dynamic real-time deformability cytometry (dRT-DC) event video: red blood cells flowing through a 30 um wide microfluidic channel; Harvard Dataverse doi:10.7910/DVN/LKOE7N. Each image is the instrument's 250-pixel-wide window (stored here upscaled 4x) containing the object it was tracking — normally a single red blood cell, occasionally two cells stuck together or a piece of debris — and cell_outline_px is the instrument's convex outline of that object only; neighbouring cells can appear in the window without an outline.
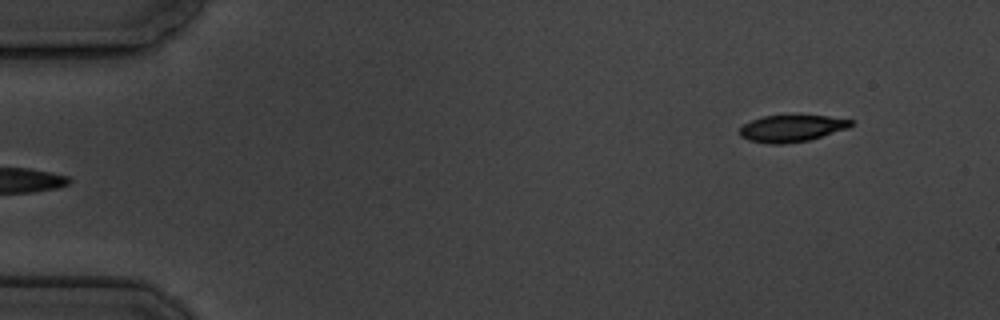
{"species": "common noctule bat (a hibernating species)", "species_latin": "Nyctalus noctula", "temperature_condition": "cold", "stored_images_in_passage": 7, "segment_of_instrument_passage": [2, 2], "camera_frame_rate_fps": 3000, "um_per_image_px": 0.085, "animal": {"sex": "male", "body_mass_g": 19.5, "forearm_length_mm": 54.6}, "frame": {"image": 1, "passage_image": 7, "time_ms": 6.667, "image_size_px": [1000, 320], "cell_outline_px": [[852, 124], [848, 128], [808, 140], [784, 144], [768, 144], [748, 140], [740, 136], [740, 128], [744, 124], [752, 120], [764, 116], [828, 116], [852, 120]], "centroid_in_image_um": [67.26, 10.92], "position_along_channel_um": 17.7, "area_um2": 17.11}}